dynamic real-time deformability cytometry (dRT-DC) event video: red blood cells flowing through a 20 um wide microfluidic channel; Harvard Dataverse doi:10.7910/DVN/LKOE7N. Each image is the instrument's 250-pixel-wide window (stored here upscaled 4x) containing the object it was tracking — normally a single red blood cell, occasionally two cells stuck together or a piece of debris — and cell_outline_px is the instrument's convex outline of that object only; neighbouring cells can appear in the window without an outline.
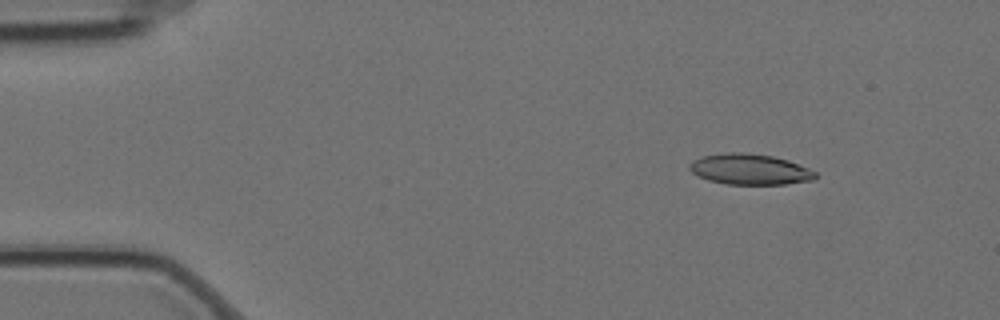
{"species": "Egyptian fruit bat (a non-hibernating species)", "species_latin": "Rousettus aegyptiacus", "temperature_condition": "cold", "stored_images_in_passage": 8, "camera_frame_rate_fps": 3000, "um_per_image_px": 0.085, "animal": {"sex": "female"}, "frame": {"image": 1, "passage_image": 2, "time_ms": 0.333, "image_size_px": [1000, 320], "cell_outline_px": [[816, 180], [784, 184], [728, 184], [708, 180], [696, 176], [688, 168], [688, 164], [692, 160], [700, 156], [728, 152], [740, 152], [772, 156], [788, 160], [808, 168], [816, 172]], "centroid_in_image_um": [63.7, 14.39], "position_along_channel_um": 21.3, "area_um2": 22.66}}
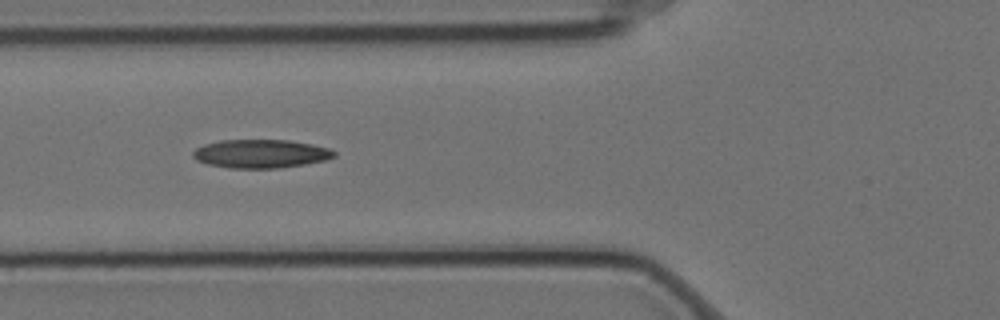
{"frame": {"image": 2, "passage_image": 6, "time_ms": 1.667, "image_size_px": [1000, 320], "cell_outline_px": [[336, 156], [324, 160], [304, 164], [280, 168], [228, 168], [208, 164], [196, 160], [192, 156], [192, 152], [196, 148], [204, 144], [220, 140], [288, 140], [312, 144], [328, 148], [336, 152]], "centroid_in_image_um": [22.14, 13.06], "position_along_channel_um": 103.7, "area_um2": 23.47}}
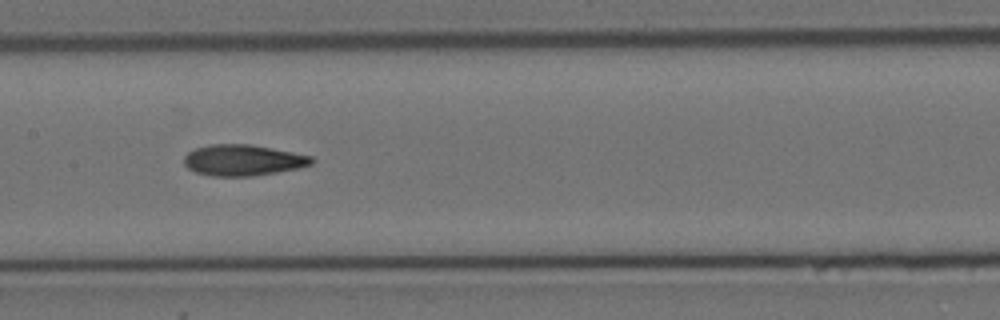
{"frame": {"image": 3, "passage_image": 8, "time_ms": 2.333, "image_size_px": [1000, 320], "cell_outline_px": [[316, 160], [312, 164], [300, 168], [252, 176], [212, 176], [196, 172], [188, 168], [184, 164], [184, 156], [188, 152], [196, 148], [208, 144], [248, 144], [272, 148], [312, 156]], "centroid_in_image_um": [20.66, 13.61], "position_along_channel_um": 186.7, "area_um2": 23.12}}